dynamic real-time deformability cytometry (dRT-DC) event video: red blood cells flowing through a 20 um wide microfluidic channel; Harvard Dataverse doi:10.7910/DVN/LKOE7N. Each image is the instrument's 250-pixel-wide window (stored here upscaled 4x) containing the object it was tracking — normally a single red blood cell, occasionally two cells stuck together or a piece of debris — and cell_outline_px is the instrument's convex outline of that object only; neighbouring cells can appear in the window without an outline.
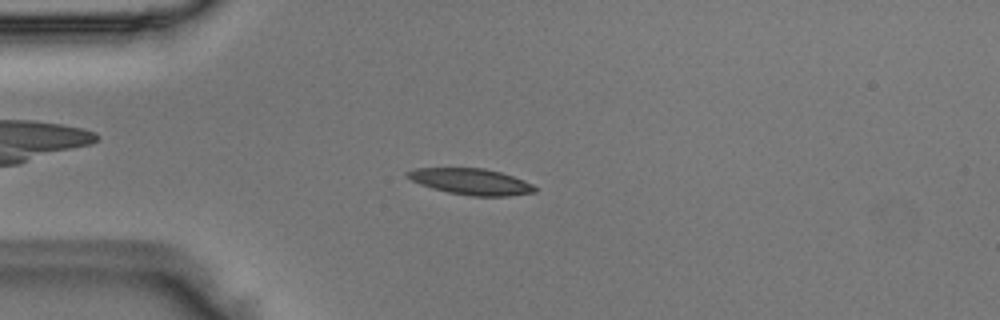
{"species": "Egyptian fruit bat (a non-hibernating species)", "species_latin": "Rousettus aegyptiacus", "temperature_condition": "room temperature", "stored_images_in_passage": 49, "camera_frame_rate_fps": 3000, "um_per_image_px": 0.085, "animal": {"sex": "male"}, "frame": {"image": 1, "passage_image": 12, "time_ms": 3.667, "image_size_px": [1000, 320], "cell_outline_px": [[536, 192], [508, 196], [472, 196], [448, 192], [432, 188], [420, 184], [404, 176], [404, 172], [416, 168], [484, 168], [500, 172], [524, 180], [532, 184], [536, 188]], "centroid_in_image_um": [40.01, 15.43], "position_along_channel_um": 45.0, "area_um2": 19.42}}
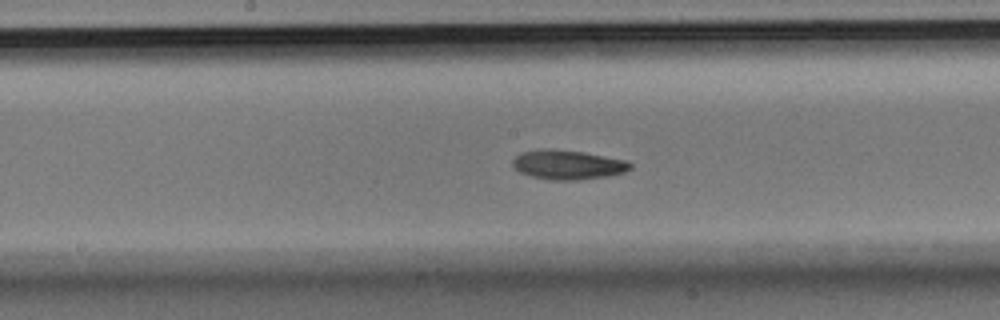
{"frame": {"image": 2, "passage_image": 25, "time_ms": 8.0, "image_size_px": [1000, 320], "cell_outline_px": [[632, 168], [624, 172], [608, 176], [576, 180], [552, 180], [532, 176], [520, 172], [512, 168], [512, 160], [520, 152], [548, 148], [552, 148], [584, 152], [628, 160], [632, 164]], "centroid_in_image_um": [48.26, 13.99], "position_along_channel_um": 199.9, "area_um2": 20.35}}
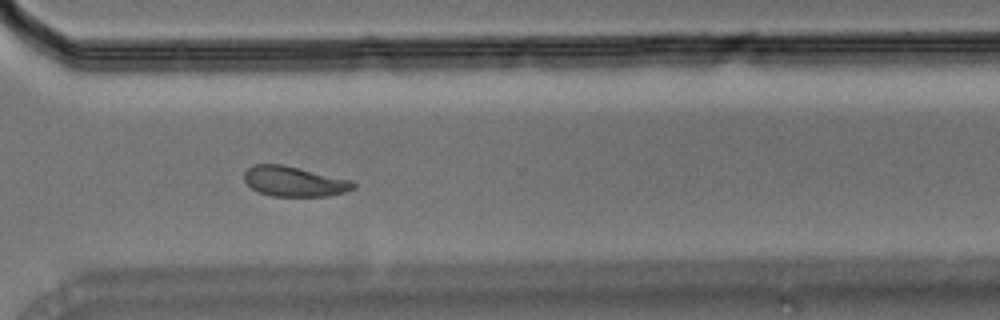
{"frame": {"image": 3, "passage_image": 36, "time_ms": 11.667, "image_size_px": [1000, 320], "cell_outline_px": [[356, 188], [344, 192], [328, 196], [272, 196], [260, 192], [252, 188], [244, 180], [244, 172], [248, 168], [256, 164], [280, 164], [352, 180], [356, 184]], "centroid_in_image_um": [25.02, 15.43], "position_along_channel_um": 345.6, "area_um2": 18.96}}